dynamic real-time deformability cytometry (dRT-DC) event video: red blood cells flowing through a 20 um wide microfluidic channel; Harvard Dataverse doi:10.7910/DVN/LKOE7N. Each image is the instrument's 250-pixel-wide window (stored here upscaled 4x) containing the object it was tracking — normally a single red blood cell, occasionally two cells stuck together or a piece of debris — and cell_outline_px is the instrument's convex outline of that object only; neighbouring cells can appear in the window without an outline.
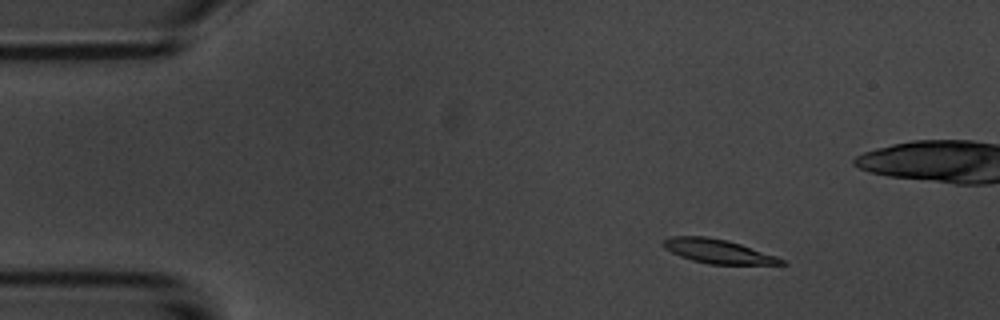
{"species": "common noctule bat (a hibernating species)", "species_latin": "Nyctalus noctula", "temperature_condition": "room temperature", "stored_images_in_passage": 5, "camera_frame_rate_fps": 3000, "um_per_image_px": 0.085, "animal": {"sex": "male", "body_mass_g": 20.1, "forearm_length_mm": 53.5}, "frame": {"image": 1, "passage_image": 2, "time_ms": 1.333, "image_size_px": [1000, 320], "cell_outline_px": [[788, 264], [708, 264], [692, 260], [680, 256], [664, 248], [664, 240], [672, 236], [708, 236], [728, 240], [776, 256], [784, 260]], "centroid_in_image_um": [61.02, 21.35], "position_along_channel_um": 24.0, "area_um2": 16.36}}